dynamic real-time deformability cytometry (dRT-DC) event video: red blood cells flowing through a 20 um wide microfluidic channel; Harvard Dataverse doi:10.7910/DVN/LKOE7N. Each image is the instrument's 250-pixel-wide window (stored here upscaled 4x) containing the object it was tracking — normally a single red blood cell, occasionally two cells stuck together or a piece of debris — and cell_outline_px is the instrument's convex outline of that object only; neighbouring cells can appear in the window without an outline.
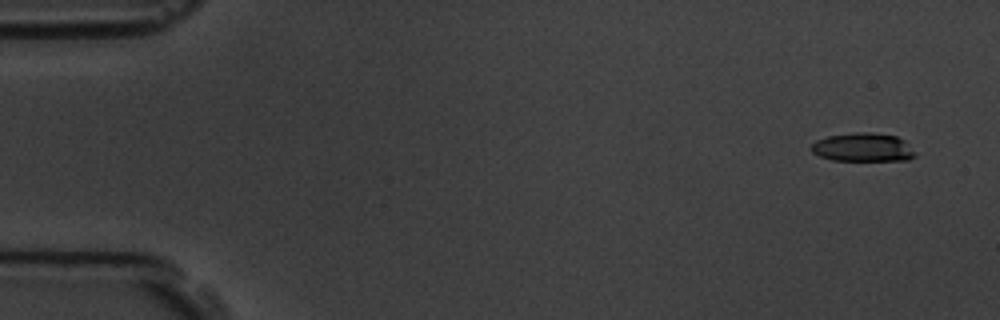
{"species": "common noctule bat (a hibernating species)", "species_latin": "Nyctalus noctula", "temperature_condition": "room temperature", "stored_images_in_passage": 5, "camera_frame_rate_fps": 3000, "um_per_image_px": 0.085, "animal": {"sex": "male", "body_mass_g": 19.5, "forearm_length_mm": 54.6}, "frame": {"image": 1, "passage_image": 1, "time_ms": 0.0, "image_size_px": [1000, 320], "cell_outline_px": [[916, 156], [908, 160], [832, 160], [820, 156], [812, 152], [812, 144], [816, 140], [828, 136], [856, 132], [872, 132], [896, 136], [904, 140]], "centroid_in_image_um": [73.34, 12.52], "position_along_channel_um": 11.7, "area_um2": 17.11}}
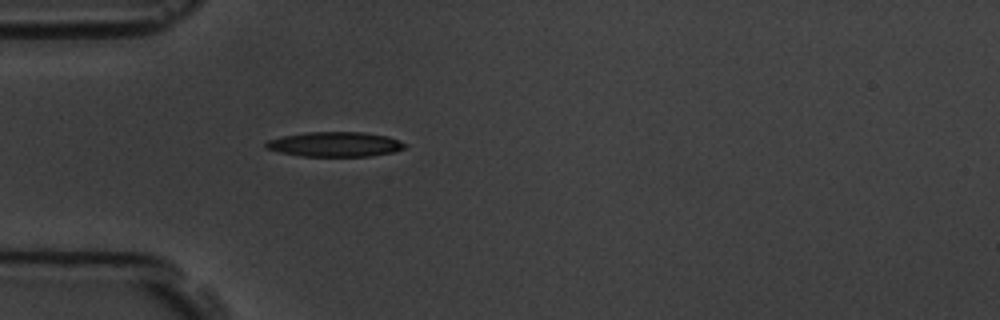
{"frame": {"image": 2, "passage_image": 5, "time_ms": 4.667, "image_size_px": [1000, 320], "cell_outline_px": [[408, 144], [404, 148], [396, 152], [368, 156], [300, 156], [280, 152], [264, 148], [264, 144], [268, 140], [284, 136], [304, 132], [364, 132], [388, 136], [400, 140]], "centroid_in_image_um": [28.5, 12.26], "position_along_channel_um": 56.5, "area_um2": 20.23}}